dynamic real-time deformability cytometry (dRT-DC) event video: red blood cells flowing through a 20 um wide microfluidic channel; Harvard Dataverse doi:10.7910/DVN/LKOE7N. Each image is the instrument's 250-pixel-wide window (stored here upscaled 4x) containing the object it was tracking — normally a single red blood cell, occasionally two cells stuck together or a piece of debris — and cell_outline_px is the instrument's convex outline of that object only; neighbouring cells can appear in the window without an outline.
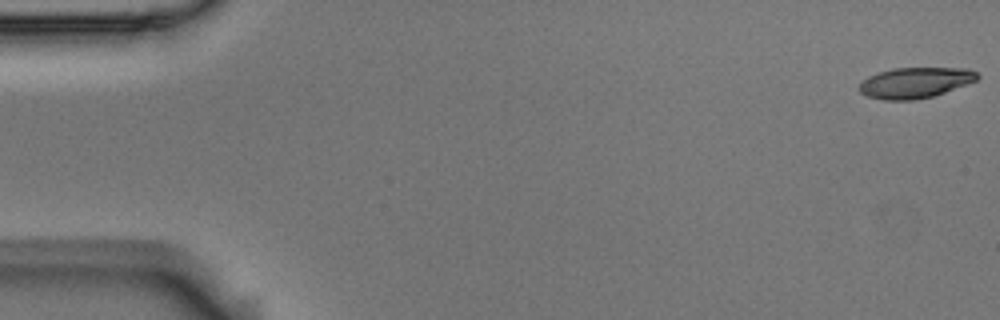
{"species": "Egyptian fruit bat (a non-hibernating species)", "species_latin": "Rousettus aegyptiacus", "temperature_condition": "room temperature", "stored_images_in_passage": 55, "camera_frame_rate_fps": 3000, "um_per_image_px": 0.085, "animal": {"sex": "male"}, "frame": {"image": 1, "passage_image": 1, "time_ms": 0.0, "image_size_px": [1000, 320], "cell_outline_px": [[980, 76], [976, 80], [968, 84], [932, 96], [912, 100], [884, 100], [868, 96], [860, 92], [856, 88], [868, 76], [892, 68], [968, 68], [976, 72]], "centroid_in_image_um": [77.78, 7.02], "position_along_channel_um": 7.2, "area_um2": 21.04}}
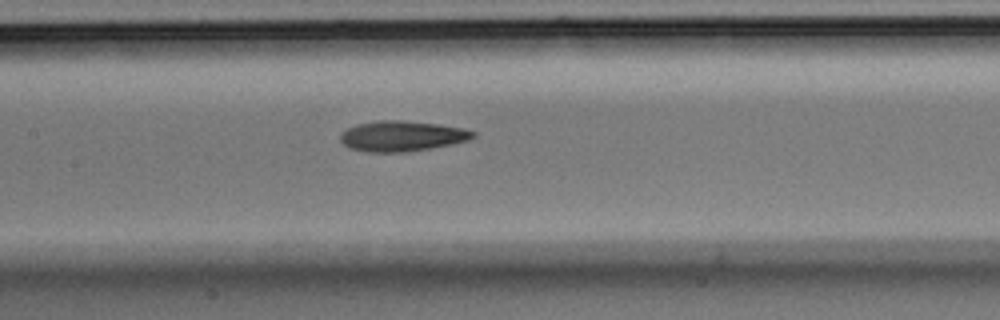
{"frame": {"image": 2, "passage_image": 26, "time_ms": 8.333, "image_size_px": [1000, 320], "cell_outline_px": [[476, 136], [468, 140], [452, 144], [432, 148], [408, 152], [364, 152], [348, 148], [340, 140], [340, 136], [348, 128], [356, 124], [380, 120], [400, 120], [436, 124], [464, 128], [476, 132]], "centroid_in_image_um": [34.17, 11.57], "position_along_channel_um": 173.2, "area_um2": 23.58}}
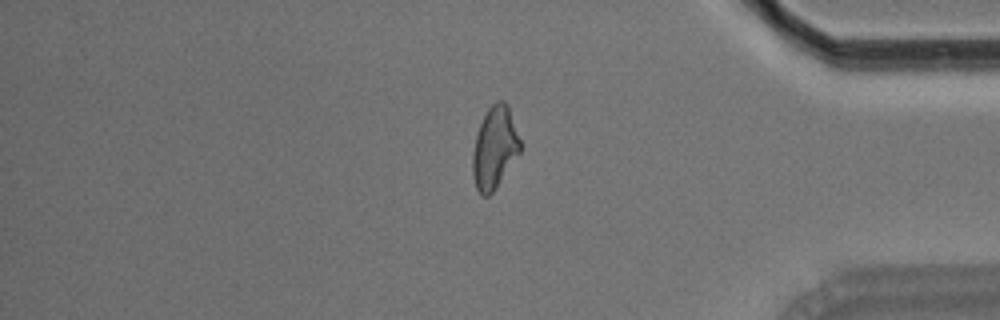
{"frame": {"image": 3, "passage_image": 46, "time_ms": 15.0, "image_size_px": [1000, 320], "cell_outline_px": [[520, 152], [496, 188], [488, 196], [480, 196], [476, 188], [472, 176], [472, 152], [476, 136], [480, 124], [488, 108], [496, 100], [504, 100], [508, 104], [520, 140]], "centroid_in_image_um": [42.03, 12.57], "position_along_channel_um": 393.2, "area_um2": 22.77}, "authors_computed_cell_mechanics": {"area_um2": 22.6576, "velocity_mm_per_s": 3.676, "shape_relaxation_time_tau1_ms": 8.4415, "shape_relaxation_time_tau2_ms": 3.0179, "deformation_change_tau1": 0.2064, "deformation_change_tau2": 0.12}}